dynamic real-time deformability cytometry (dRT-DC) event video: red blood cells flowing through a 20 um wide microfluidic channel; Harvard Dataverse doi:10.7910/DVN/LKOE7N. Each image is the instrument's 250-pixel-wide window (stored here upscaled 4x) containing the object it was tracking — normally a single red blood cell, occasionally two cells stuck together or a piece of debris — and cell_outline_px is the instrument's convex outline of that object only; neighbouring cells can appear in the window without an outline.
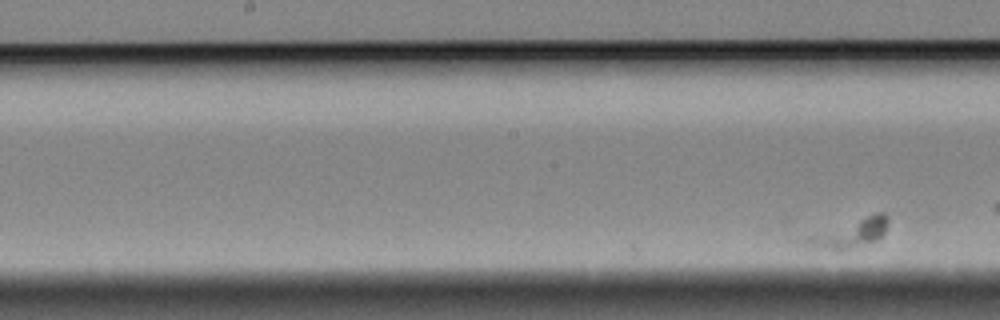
{"species": "Egyptian fruit bat (a non-hibernating species)", "species_latin": "Rousettus aegyptiacus", "temperature_condition": "cold", "stored_images_in_passage": 10, "camera_frame_rate_fps": 3000, "um_per_image_px": 0.085, "animal": {"sex": "female"}, "frame": {"image": 1, "passage_image": 10, "time_ms": 3.0, "image_size_px": [1000, 320], "cell_outline_px": [[888, 224], [880, 240], [832, 252], [796, 240], [876, 212], [884, 212], [888, 220]], "centroid_in_image_um": [72.25, 19.84], "position_along_channel_um": 175.9, "area_um2": 13.58}}